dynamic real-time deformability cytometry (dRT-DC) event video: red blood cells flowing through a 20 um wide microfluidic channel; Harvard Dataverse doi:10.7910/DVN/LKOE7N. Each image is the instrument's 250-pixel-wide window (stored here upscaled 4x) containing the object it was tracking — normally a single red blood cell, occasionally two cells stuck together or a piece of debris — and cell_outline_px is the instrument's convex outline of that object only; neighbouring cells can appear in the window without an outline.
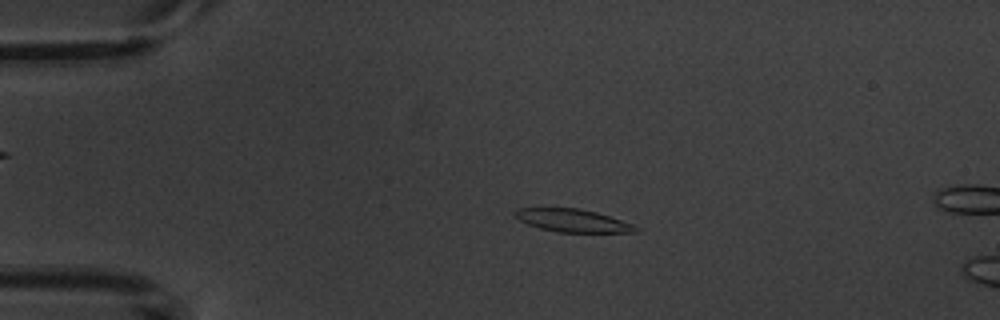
{"species": "common noctule bat (a hibernating species)", "species_latin": "Nyctalus noctula", "temperature_condition": "warm", "stored_images_in_passage": 4, "camera_frame_rate_fps": 3000, "um_per_image_px": 0.085, "animal": {"sex": "male", "body_mass_g": 20.1, "forearm_length_mm": 53.5}, "frame": {"image": 1, "passage_image": 3, "time_ms": 2.333, "image_size_px": [1000, 320], "cell_outline_px": [[640, 232], [556, 232], [540, 228], [528, 224], [520, 220], [512, 212], [520, 208], [580, 208], [596, 212], [632, 224], [640, 228]], "centroid_in_image_um": [48.68, 18.75], "position_along_channel_um": 36.3, "area_um2": 15.95}}